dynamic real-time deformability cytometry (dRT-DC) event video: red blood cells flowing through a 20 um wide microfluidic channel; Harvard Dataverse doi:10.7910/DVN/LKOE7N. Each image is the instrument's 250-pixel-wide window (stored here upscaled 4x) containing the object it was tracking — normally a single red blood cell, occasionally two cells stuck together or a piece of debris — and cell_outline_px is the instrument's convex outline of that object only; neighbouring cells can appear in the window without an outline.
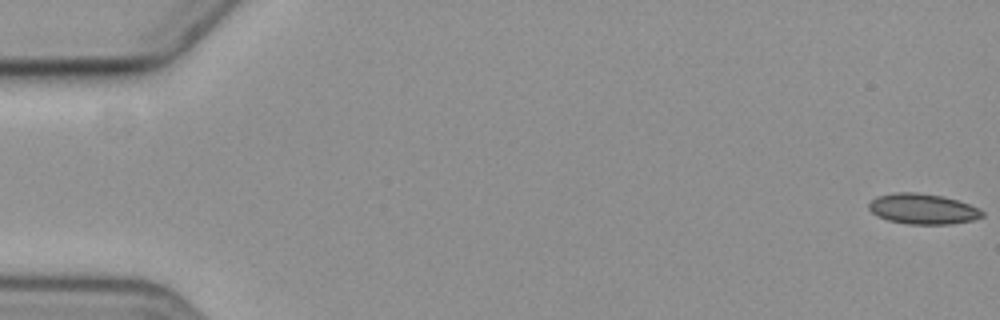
{"species": "common noctule bat (a hibernating species)", "species_latin": "Nyctalus noctula", "temperature_condition": "cold", "stored_images_in_passage": 5, "camera_frame_rate_fps": 3000, "um_per_image_px": 0.085, "animal": {"sex": "female", "body_mass_g": 19.3, "forearm_length_mm": 54.1}, "frame": {"image": 1, "passage_image": 1, "time_ms": 0.0, "image_size_px": [1000, 320], "cell_outline_px": [[984, 216], [972, 220], [948, 224], [908, 224], [888, 220], [872, 212], [868, 208], [868, 204], [876, 196], [892, 192], [916, 192], [944, 196], [968, 204], [984, 212]], "centroid_in_image_um": [78.41, 17.74], "position_along_channel_um": 6.6, "area_um2": 20.0}}
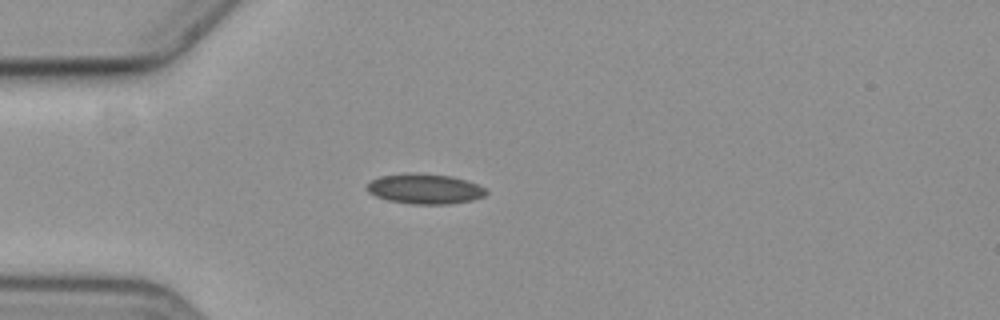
{"frame": {"image": 2, "passage_image": 5, "time_ms": 5.333, "image_size_px": [1000, 320], "cell_outline_px": [[488, 192], [484, 196], [472, 200], [448, 204], [412, 204], [388, 200], [376, 196], [368, 192], [368, 184], [372, 180], [380, 176], [408, 172], [412, 172], [452, 176], [476, 184], [484, 188]], "centroid_in_image_um": [36.1, 16.05], "position_along_channel_um": 48.9, "area_um2": 20.81}}